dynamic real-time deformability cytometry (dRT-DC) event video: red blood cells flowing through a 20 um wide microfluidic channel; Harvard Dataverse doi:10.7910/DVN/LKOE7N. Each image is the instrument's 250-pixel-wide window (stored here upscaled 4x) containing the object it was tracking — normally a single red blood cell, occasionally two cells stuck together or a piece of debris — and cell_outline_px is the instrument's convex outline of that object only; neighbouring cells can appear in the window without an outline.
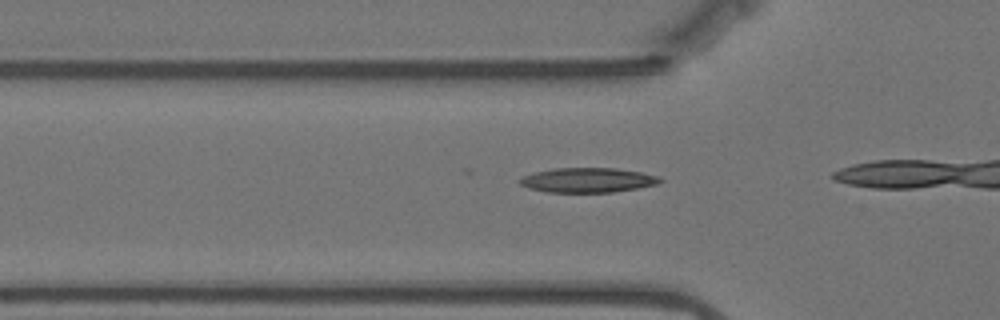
{"species": "Egyptian fruit bat (a non-hibernating species)", "species_latin": "Rousettus aegyptiacus", "temperature_condition": "warm", "stored_images_in_passage": 6, "camera_frame_rate_fps": 3000, "um_per_image_px": 0.085, "animal": {"sex": "female"}, "frame": {"image": 1, "passage_image": 3, "time_ms": 0.667, "image_size_px": [1000, 320], "cell_outline_px": [[664, 180], [656, 184], [636, 188], [612, 192], [548, 192], [528, 188], [520, 184], [516, 180], [524, 176], [536, 172], [552, 168], [616, 168], [640, 172], [660, 176]], "centroid_in_image_um": [49.95, 15.3], "position_along_channel_um": 75.9, "area_um2": 20.11}}